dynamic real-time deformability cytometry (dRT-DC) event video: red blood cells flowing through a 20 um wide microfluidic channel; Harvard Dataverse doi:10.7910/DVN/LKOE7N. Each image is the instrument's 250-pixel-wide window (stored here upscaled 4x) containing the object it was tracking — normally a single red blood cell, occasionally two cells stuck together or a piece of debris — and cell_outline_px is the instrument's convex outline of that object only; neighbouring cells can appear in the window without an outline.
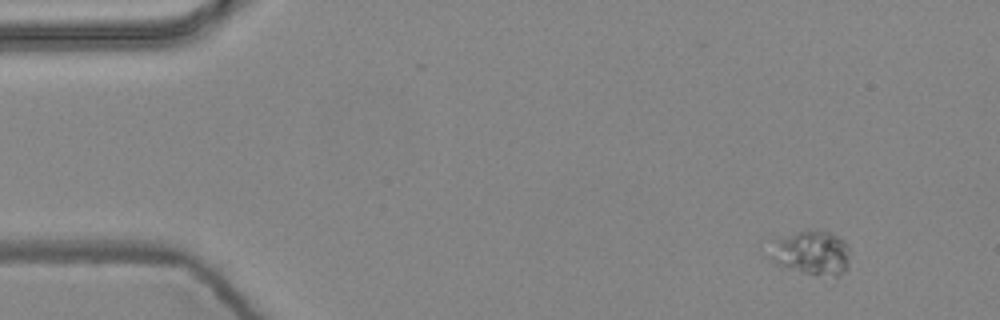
{"species": "common noctule bat (a hibernating species)", "species_latin": "Nyctalus noctula", "temperature_condition": "warm", "stored_images_in_passage": 4, "camera_frame_rate_fps": 3000, "um_per_image_px": 0.085, "animal": {"sex": "female", "body_mass_g": 24.6, "forearm_length_mm": 56.2}, "frame": {"image": 1, "passage_image": 1, "time_ms": 0.0, "image_size_px": [1000, 320], "cell_outline_px": [[848, 268], [840, 276], [836, 276], [804, 272], [780, 268], [772, 264], [772, 236], [796, 232], [828, 232], [844, 240], [848, 244]], "centroid_in_image_um": [68.92, 21.5], "position_along_channel_um": 16.1, "area_um2": 20.75}}
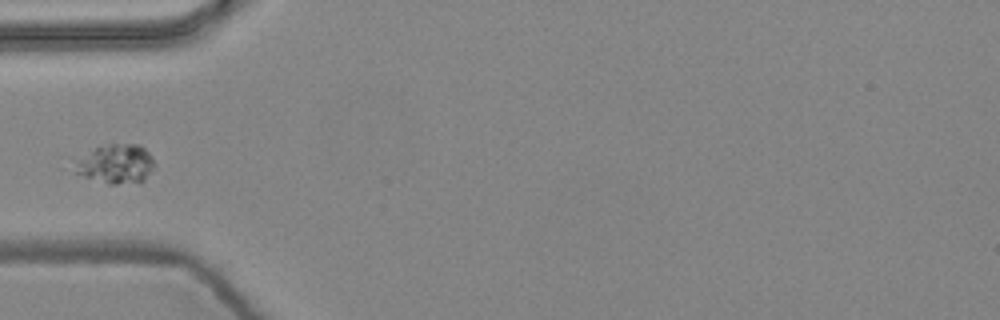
{"frame": {"image": 2, "passage_image": 4, "time_ms": 1.0, "image_size_px": [1000, 320], "cell_outline_px": [[156, 168], [140, 184], [108, 184], [60, 168], [60, 156], [108, 144], [140, 144], [152, 156]], "centroid_in_image_um": [9.47, 13.91], "position_along_channel_um": 75.5, "area_um2": 20.92}}